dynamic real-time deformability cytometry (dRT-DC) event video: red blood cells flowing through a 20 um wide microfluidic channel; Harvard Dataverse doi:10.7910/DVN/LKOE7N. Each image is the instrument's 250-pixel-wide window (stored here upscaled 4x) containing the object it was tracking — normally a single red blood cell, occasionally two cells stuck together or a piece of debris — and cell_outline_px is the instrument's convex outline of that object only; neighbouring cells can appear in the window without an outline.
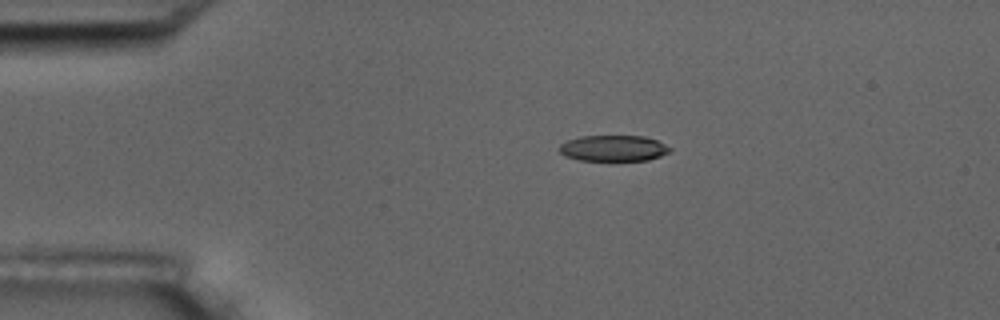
{"species": "common noctule bat (a hibernating species)", "species_latin": "Nyctalus noctula", "temperature_condition": "room temperature", "stored_images_in_passage": 14, "camera_frame_rate_fps": 3000, "um_per_image_px": 0.085, "animal": {"sex": "male", "body_mass_g": 17.5, "forearm_length_mm": 52.3}, "frame": {"image": 1, "passage_image": 1, "time_ms": 0.0, "image_size_px": [1000, 320], "cell_outline_px": [[672, 148], [668, 152], [660, 156], [648, 160], [580, 160], [564, 156], [556, 148], [560, 144], [568, 140], [580, 136], [644, 136], [656, 140]], "centroid_in_image_um": [52.1, 12.59], "position_along_channel_um": 32.9, "area_um2": 16.7}}
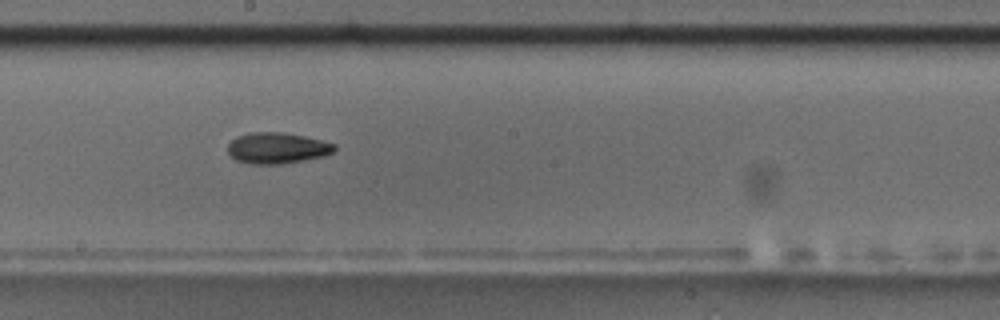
{"frame": {"image": 2, "passage_image": 7, "time_ms": 6.667, "image_size_px": [1000, 320], "cell_outline_px": [[336, 148], [332, 152], [324, 156], [280, 164], [252, 164], [236, 160], [228, 152], [228, 144], [236, 136], [248, 132], [280, 132], [304, 136], [336, 144]], "centroid_in_image_um": [23.53, 12.58], "position_along_channel_um": 224.7, "area_um2": 19.19}}
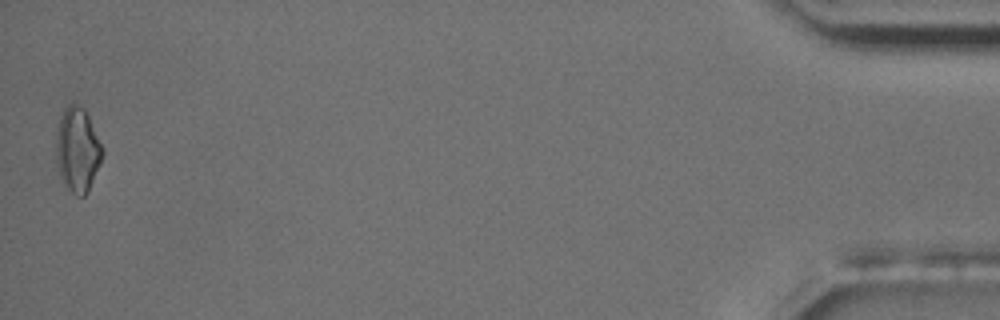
{"frame": {"image": 3, "passage_image": 14, "time_ms": 15.0, "image_size_px": [1000, 320], "cell_outline_px": [[104, 152], [100, 164], [88, 192], [84, 196], [76, 196], [68, 188], [60, 176], [56, 160], [56, 132], [60, 116], [64, 108], [68, 104], [76, 104], [84, 108], [104, 148]], "centroid_in_image_um": [6.59, 12.72], "position_along_channel_um": 428.6, "area_um2": 22.89}, "authors_computed_cell_mechanics": {"area_um2": 18.4093, "velocity_mm_per_s": 3.5484, "shape_relaxation_time_tau1_ms": 3.48, "shape_relaxation_time_tau2_ms": 6.029, "deformation_change_tau1": 0.1152, "deformation_change_tau2": 0.1331}}